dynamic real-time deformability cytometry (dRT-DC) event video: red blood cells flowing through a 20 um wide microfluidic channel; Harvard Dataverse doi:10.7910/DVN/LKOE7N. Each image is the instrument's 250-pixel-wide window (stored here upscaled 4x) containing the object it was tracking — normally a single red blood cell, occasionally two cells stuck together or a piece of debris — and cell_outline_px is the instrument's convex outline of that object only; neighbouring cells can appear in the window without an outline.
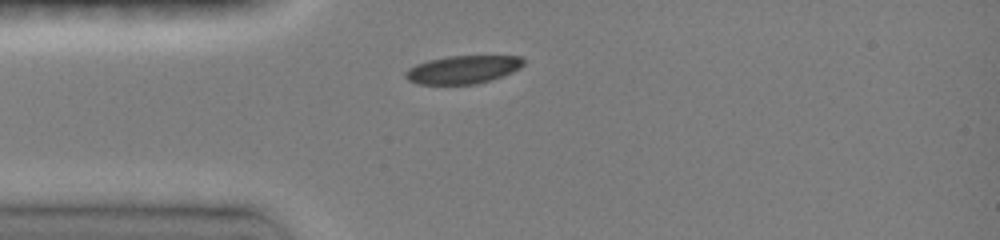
{"species": "common noctule bat (a hibernating species)", "species_latin": "Nyctalus noctula", "temperature_condition": "room temperature", "stored_images_in_passage": 32, "camera_frame_rate_fps": 3000, "um_per_image_px": 0.085, "animal": {"sex": "female", "body_mass_g": 19.0, "forearm_length_mm": 51.5}, "frame": {"image": 1, "passage_image": 1, "time_ms": 0.0, "image_size_px": [1000, 240], "cell_outline_px": [[524, 64], [520, 68], [512, 72], [492, 80], [476, 84], [416, 84], [408, 80], [404, 76], [404, 72], [408, 68], [416, 64], [428, 60], [448, 56], [520, 56], [524, 60]], "centroid_in_image_um": [39.32, 5.92], "position_along_channel_um": 45.7, "area_um2": 19.42}}
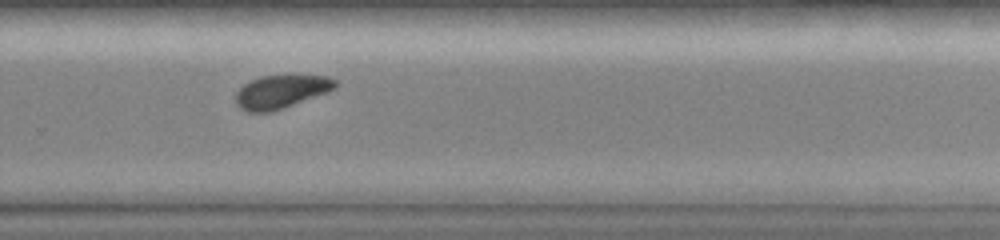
{"frame": {"image": 2, "passage_image": 21, "time_ms": 6.667, "image_size_px": [1000, 240], "cell_outline_px": [[340, 84], [336, 88], [328, 92], [272, 112], [244, 112], [236, 104], [236, 92], [244, 84], [260, 76], [288, 72], [296, 72], [328, 76], [336, 80]], "centroid_in_image_um": [23.96, 7.72], "position_along_channel_um": 305.8, "area_um2": 20.4}}
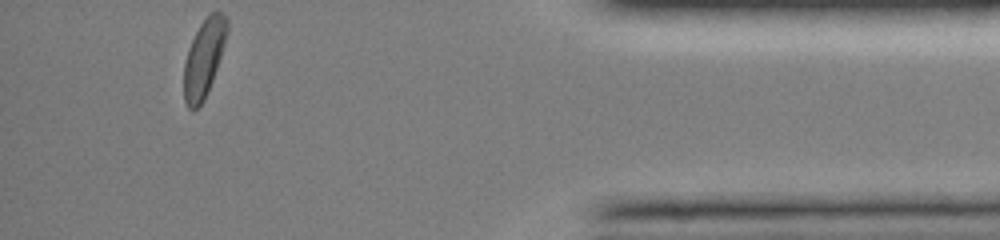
{"frame": {"image": 3, "passage_image": 32, "time_ms": 10.333, "image_size_px": [1000, 240], "cell_outline_px": [[228, 32], [212, 80], [204, 100], [192, 112], [188, 108], [184, 100], [184, 64], [188, 48], [200, 24], [212, 12], [220, 12], [228, 20]], "centroid_in_image_um": [17.32, 4.96], "position_along_channel_um": 417.9, "area_um2": 19.13}, "authors_computed_cell_mechanics": {"area_um2": 20.519, "velocity_mm_per_s": 4.0674, "shape_relaxation_time_tau1_ms": 2.8387, "shape_relaxation_time_tau2_ms": null, "deformation_change_tau1": 0.1021, "deformation_change_tau2": null}}